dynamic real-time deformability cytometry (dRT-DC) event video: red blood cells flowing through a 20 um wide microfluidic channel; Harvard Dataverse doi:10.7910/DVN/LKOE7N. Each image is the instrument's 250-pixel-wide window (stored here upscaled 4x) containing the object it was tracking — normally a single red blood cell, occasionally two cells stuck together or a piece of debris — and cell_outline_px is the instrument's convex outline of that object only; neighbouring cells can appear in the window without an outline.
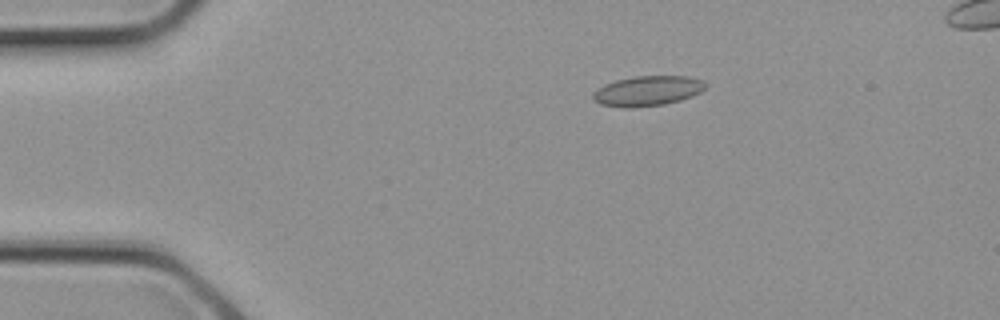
{"species": "common noctule bat (a hibernating species)", "species_latin": "Nyctalus noctula", "temperature_condition": "cold", "stored_images_in_passage": 3, "camera_frame_rate_fps": 3000, "um_per_image_px": 0.085, "animal": {"sex": "female", "body_mass_g": 21.9}, "frame": {"image": 1, "passage_image": 1, "time_ms": 0.0, "image_size_px": [1000, 320], "cell_outline_px": [[704, 88], [700, 92], [692, 96], [680, 100], [664, 104], [632, 108], [624, 108], [600, 104], [592, 100], [592, 92], [596, 88], [604, 84], [616, 80], [632, 76], [688, 76], [704, 80]], "centroid_in_image_um": [54.98, 7.73], "position_along_channel_um": 30.0, "area_um2": 19.88}}